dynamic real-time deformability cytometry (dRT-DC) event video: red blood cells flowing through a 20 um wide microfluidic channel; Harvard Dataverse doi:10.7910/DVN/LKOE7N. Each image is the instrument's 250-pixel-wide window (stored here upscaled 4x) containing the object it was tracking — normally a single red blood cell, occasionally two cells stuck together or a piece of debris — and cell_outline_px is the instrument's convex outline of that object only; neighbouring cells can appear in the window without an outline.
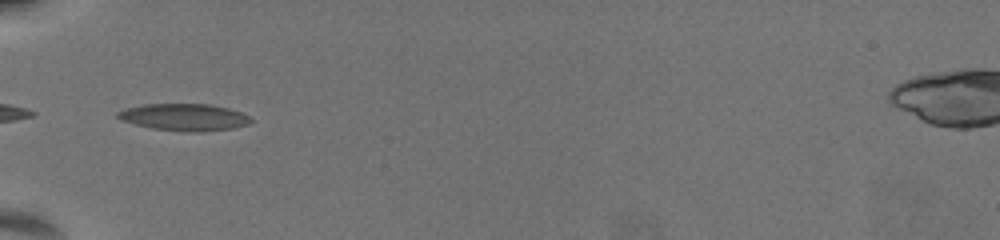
{"species": "common noctule bat (a hibernating species)", "species_latin": "Nyctalus noctula", "temperature_condition": "warm", "stored_images_in_passage": 9, "camera_frame_rate_fps": 3000, "um_per_image_px": 0.085, "animal": {"sex": "female", "body_mass_g": 19.5, "forearm_length_mm": 54.1}, "frame": {"image": 1, "passage_image": 1, "time_ms": 0.0, "image_size_px": [1000, 240], "cell_outline_px": [[252, 120], [248, 124], [232, 128], [200, 132], [188, 132], [152, 128], [120, 120], [116, 116], [116, 112], [124, 108], [144, 104], [208, 104], [228, 108], [240, 112], [248, 116]], "centroid_in_image_um": [15.62, 9.95], "position_along_channel_um": 69.4, "area_um2": 20.87}}
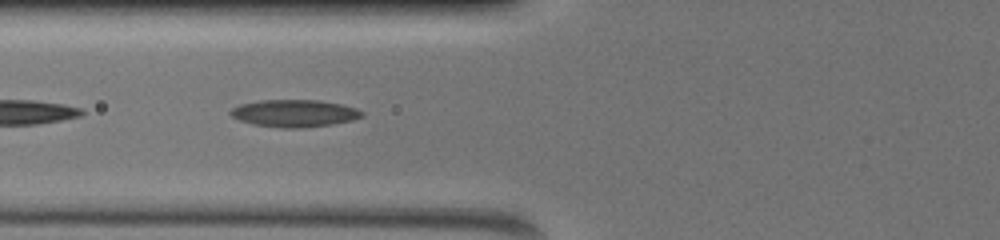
{"frame": {"image": 2, "passage_image": 4, "time_ms": 1.0, "image_size_px": [1000, 240], "cell_outline_px": [[364, 116], [352, 120], [332, 124], [300, 128], [284, 128], [252, 124], [240, 120], [232, 116], [228, 112], [232, 108], [240, 104], [260, 100], [320, 100], [340, 104], [356, 108], [364, 112]], "centroid_in_image_um": [25.02, 9.62], "position_along_channel_um": 100.8, "area_um2": 20.87}}